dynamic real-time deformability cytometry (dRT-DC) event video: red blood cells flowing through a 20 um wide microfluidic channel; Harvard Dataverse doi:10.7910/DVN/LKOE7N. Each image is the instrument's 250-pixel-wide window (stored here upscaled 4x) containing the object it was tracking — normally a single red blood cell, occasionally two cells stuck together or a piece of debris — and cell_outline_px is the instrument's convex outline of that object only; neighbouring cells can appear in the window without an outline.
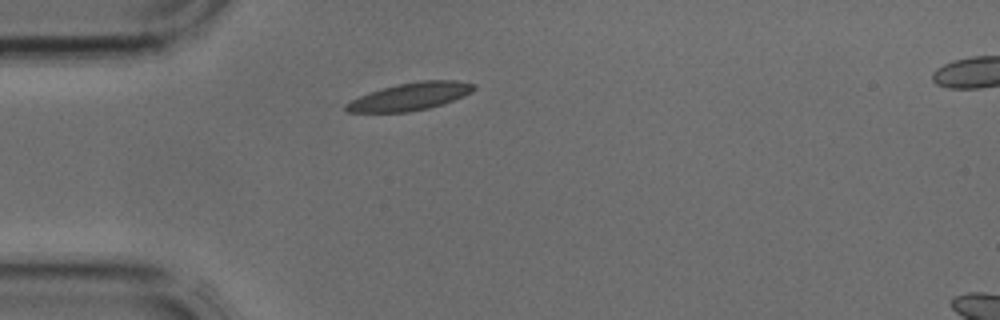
{"species": "common noctule bat (a hibernating species)", "species_latin": "Nyctalus noctula", "temperature_condition": "cold", "stored_images_in_passage": 2, "segment_of_instrument_passage": [1, 2], "camera_frame_rate_fps": 3000, "um_per_image_px": 0.085, "animal": {"sex": "male", "body_mass_g": 17.9, "forearm_length_mm": 54.2}, "frame": {"image": 1, "passage_image": 1, "time_ms": 0.0, "image_size_px": [1000, 320], "cell_outline_px": [[476, 88], [472, 92], [464, 96], [444, 104], [428, 108], [408, 112], [348, 112], [344, 108], [344, 104], [360, 96], [396, 84], [420, 80], [456, 80], [476, 84]], "centroid_in_image_um": [34.91, 8.2], "position_along_channel_um": 50.1, "area_um2": 20.52}}